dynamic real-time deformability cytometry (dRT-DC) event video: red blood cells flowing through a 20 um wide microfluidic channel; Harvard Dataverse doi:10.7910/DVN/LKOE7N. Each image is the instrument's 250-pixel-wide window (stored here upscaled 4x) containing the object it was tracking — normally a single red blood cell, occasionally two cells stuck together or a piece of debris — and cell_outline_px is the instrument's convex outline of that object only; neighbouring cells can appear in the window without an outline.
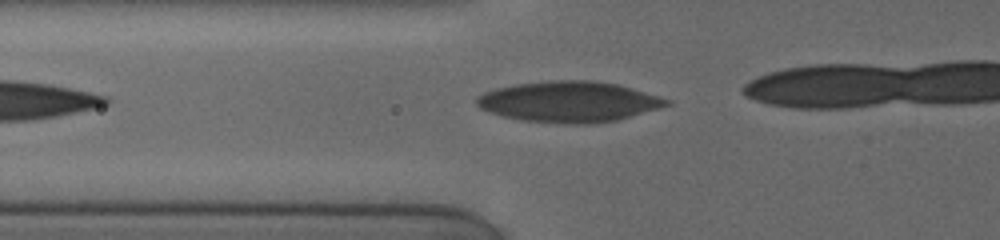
{"species": "human", "species_latin": "Homo sapiens", "temperature_condition": "cold", "stored_images_in_passage": 23, "camera_frame_rate_fps": 3000, "um_per_image_px": 0.085, "donor": {"sex": "female"}, "frame": {"image": 1, "passage_image": 2, "time_ms": 0.333, "image_size_px": [1000, 240], "cell_outline_px": [[672, 104], [660, 108], [616, 120], [596, 124], [564, 124], [520, 120], [500, 116], [488, 112], [480, 108], [476, 104], [476, 96], [484, 92], [496, 88], [516, 84], [552, 80], [592, 80], [616, 84], [632, 88], [672, 100]], "centroid_in_image_um": [48.34, 8.65], "position_along_channel_um": 77.5, "area_um2": 45.43}}
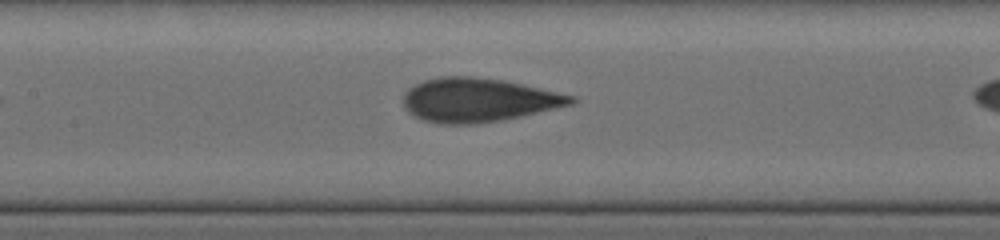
{"frame": {"image": 2, "passage_image": 8, "time_ms": 2.667, "image_size_px": [1000, 240], "cell_outline_px": [[580, 100], [572, 104], [520, 116], [500, 120], [472, 124], [440, 124], [420, 120], [408, 112], [404, 108], [404, 92], [408, 88], [424, 80], [440, 76], [472, 76], [504, 80], [576, 96]], "centroid_in_image_um": [40.63, 8.5], "position_along_channel_um": 166.8, "area_um2": 42.95}}
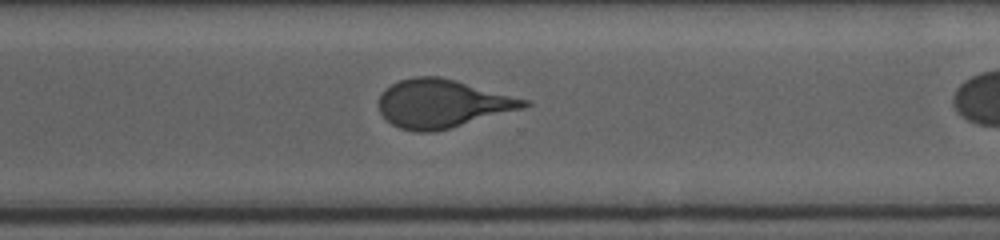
{"frame": {"image": 3, "passage_image": 19, "time_ms": 7.0, "image_size_px": [1000, 240], "cell_outline_px": [[532, 104], [524, 108], [436, 132], [416, 132], [400, 128], [392, 124], [380, 112], [380, 96], [384, 88], [400, 80], [416, 76], [440, 76], [456, 80], [532, 100]], "centroid_in_image_um": [37.64, 8.8], "position_along_channel_um": 333.0, "area_um2": 41.04}}